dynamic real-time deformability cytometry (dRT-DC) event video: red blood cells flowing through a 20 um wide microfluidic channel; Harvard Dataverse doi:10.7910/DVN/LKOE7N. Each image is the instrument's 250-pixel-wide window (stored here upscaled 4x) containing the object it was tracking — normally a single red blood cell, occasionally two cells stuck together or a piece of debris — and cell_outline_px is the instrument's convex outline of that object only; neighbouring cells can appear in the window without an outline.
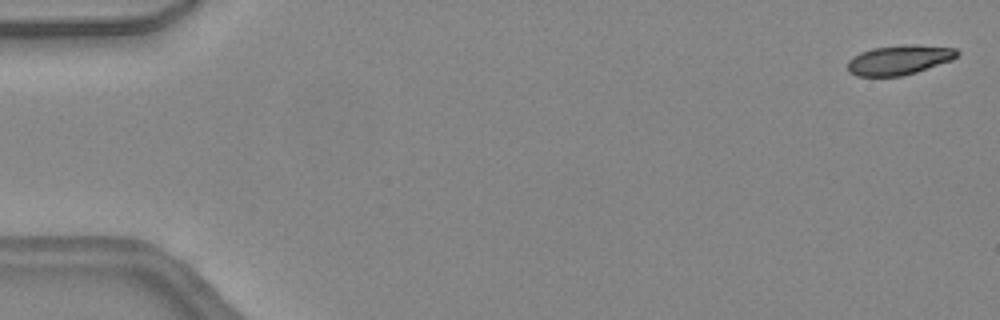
{"species": "common noctule bat (a hibernating species)", "species_latin": "Nyctalus noctula", "temperature_condition": "warm", "stored_images_in_passage": 47, "camera_frame_rate_fps": 3000, "um_per_image_px": 0.085, "animal": {"sex": "female", "body_mass_g": 24.6, "forearm_length_mm": 56.2}, "frame": {"image": 1, "passage_image": 2, "time_ms": 0.333, "image_size_px": [1000, 320], "cell_outline_px": [[960, 52], [952, 60], [916, 72], [900, 76], [856, 76], [848, 72], [848, 60], [852, 56], [860, 52], [872, 48], [904, 44], [908, 44], [956, 48]], "centroid_in_image_um": [76.4, 5.09], "position_along_channel_um": 8.6, "area_um2": 18.96}}
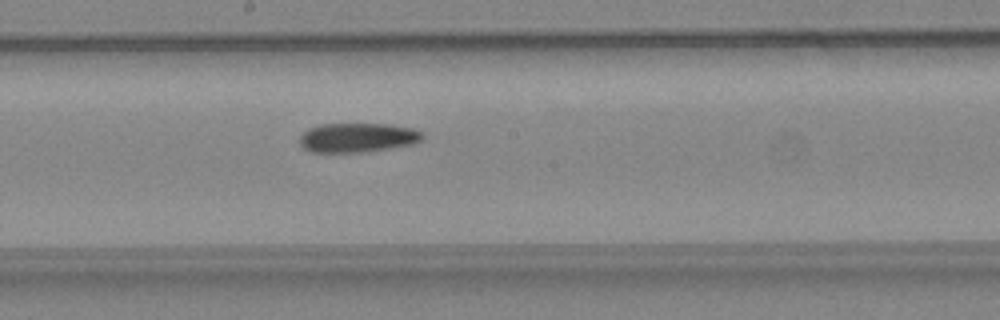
{"frame": {"image": 2, "passage_image": 26, "time_ms": 8.333, "image_size_px": [1000, 320], "cell_outline_px": [[424, 136], [420, 140], [412, 144], [364, 152], [312, 152], [304, 148], [300, 144], [300, 136], [308, 128], [320, 124], [384, 124], [412, 128], [424, 132]], "centroid_in_image_um": [30.38, 11.69], "position_along_channel_um": 217.8, "area_um2": 20.87}}
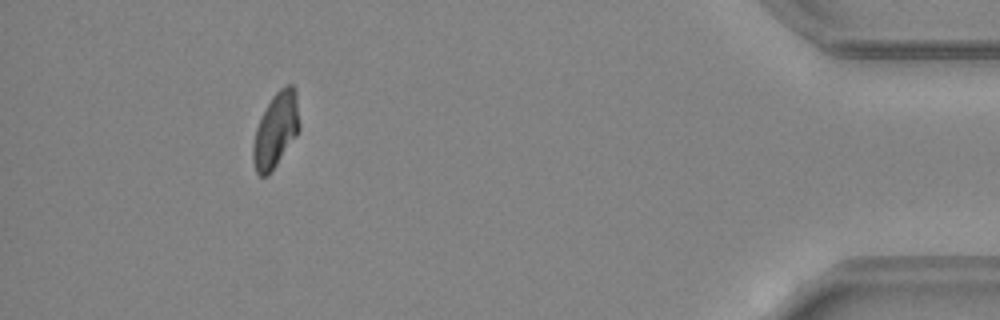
{"frame": {"image": 3, "passage_image": 43, "time_ms": 14.0, "image_size_px": [1000, 320], "cell_outline_px": [[300, 128], [296, 136], [268, 176], [260, 176], [256, 172], [252, 160], [252, 144], [256, 128], [272, 96], [284, 84], [292, 84], [296, 92], [300, 124]], "centroid_in_image_um": [23.44, 11.05], "position_along_channel_um": 411.8, "area_um2": 20.17}, "authors_computed_cell_mechanics": {"area_um2": 20.6346, "velocity_mm_per_s": 4.5098, "shape_relaxation_time_tau1_ms": 7.5312, "shape_relaxation_time_tau2_ms": 4.1304, "deformation_change_tau1": 0.2031, "deformation_change_tau2": 0.1259}}